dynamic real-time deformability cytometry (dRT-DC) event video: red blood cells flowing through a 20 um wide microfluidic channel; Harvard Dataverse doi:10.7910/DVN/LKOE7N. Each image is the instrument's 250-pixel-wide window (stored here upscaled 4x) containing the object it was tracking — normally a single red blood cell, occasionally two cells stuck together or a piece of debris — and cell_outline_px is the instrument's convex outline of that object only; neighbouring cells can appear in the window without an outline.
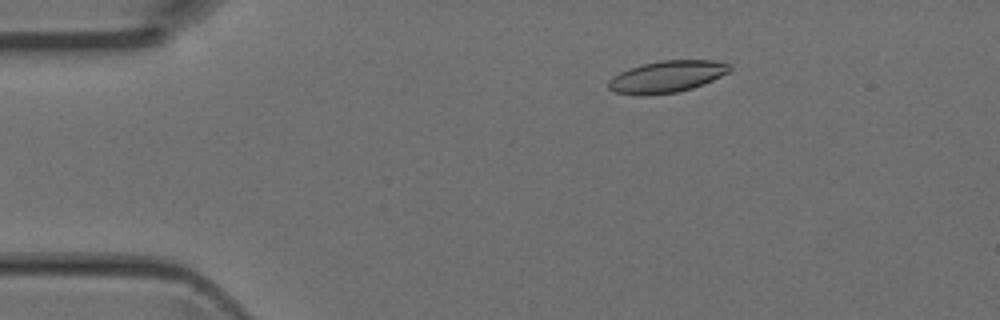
{"species": "Egyptian fruit bat (a non-hibernating species)", "species_latin": "Rousettus aegyptiacus", "temperature_condition": "room temperature", "stored_images_in_passage": 44, "camera_frame_rate_fps": 3000, "um_per_image_px": 0.085, "animal": {"sex": "female"}, "frame": {"image": 1, "passage_image": 7, "time_ms": 2.0, "image_size_px": [1000, 320], "cell_outline_px": [[732, 68], [728, 72], [704, 84], [692, 88], [676, 92], [648, 96], [636, 96], [616, 92], [608, 88], [608, 80], [612, 76], [620, 72], [644, 64], [660, 60], [716, 60], [732, 64]], "centroid_in_image_um": [56.69, 6.52], "position_along_channel_um": 28.3, "area_um2": 22.6}}
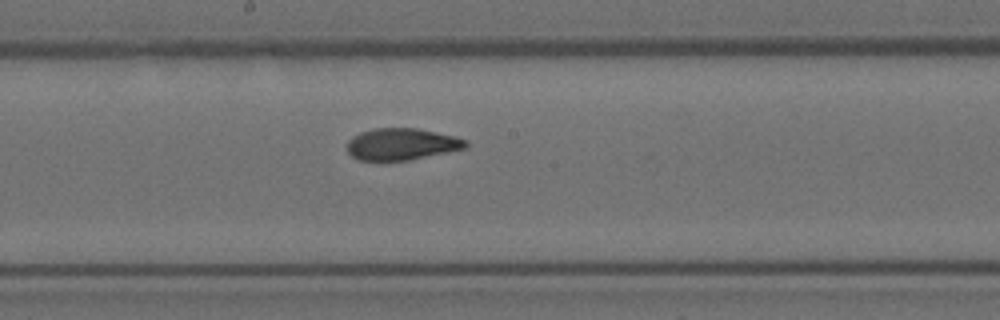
{"frame": {"image": 2, "passage_image": 23, "time_ms": 7.333, "image_size_px": [1000, 320], "cell_outline_px": [[468, 144], [464, 148], [408, 160], [360, 160], [352, 156], [348, 152], [348, 140], [352, 136], [360, 132], [372, 128], [416, 128], [456, 136], [468, 140]], "centroid_in_image_um": [34.12, 12.23], "position_along_channel_um": 214.1, "area_um2": 21.79}}
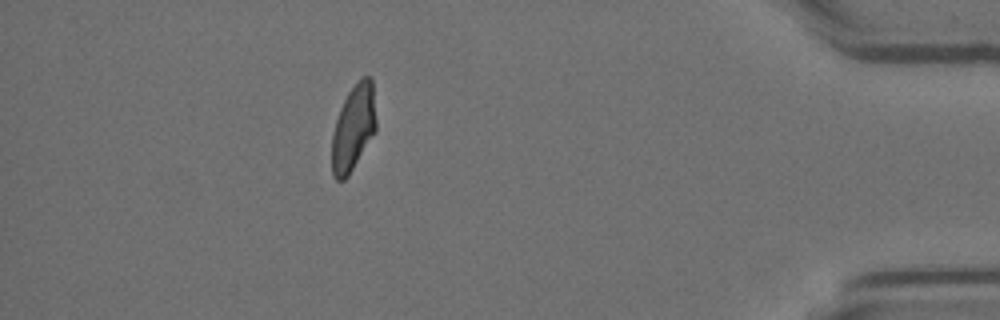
{"frame": {"image": 3, "passage_image": 39, "time_ms": 12.667, "image_size_px": [1000, 320], "cell_outline_px": [[376, 132], [348, 176], [344, 180], [336, 180], [332, 176], [332, 136], [336, 120], [340, 108], [348, 92], [364, 76], [372, 76], [376, 120]], "centroid_in_image_um": [30.05, 10.89], "position_along_channel_um": 405.2, "area_um2": 22.14}}